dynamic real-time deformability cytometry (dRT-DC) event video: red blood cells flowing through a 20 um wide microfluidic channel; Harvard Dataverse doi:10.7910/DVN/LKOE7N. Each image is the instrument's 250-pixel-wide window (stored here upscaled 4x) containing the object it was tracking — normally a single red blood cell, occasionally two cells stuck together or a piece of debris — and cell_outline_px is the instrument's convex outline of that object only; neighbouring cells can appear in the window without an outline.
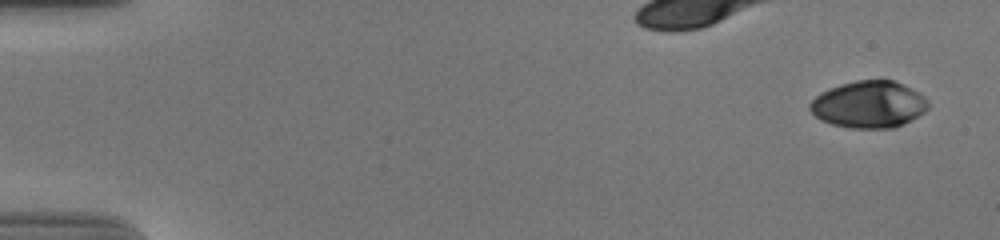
{"species": "human", "species_latin": "Homo sapiens", "temperature_condition": "cold", "stored_images_in_passage": 55, "camera_frame_rate_fps": 3000, "um_per_image_px": 0.085, "donor": {"sex": "male"}, "frame": {"image": 1, "passage_image": 1, "time_ms": 0.0, "image_size_px": [1000, 240], "cell_outline_px": [[928, 108], [924, 112], [912, 120], [904, 124], [892, 128], [852, 128], [832, 124], [820, 120], [808, 108], [808, 104], [820, 92], [840, 84], [856, 80], [892, 80], [904, 84], [920, 92], [928, 100]], "centroid_in_image_um": [73.86, 8.87], "position_along_channel_um": 11.1, "area_um2": 32.54}}
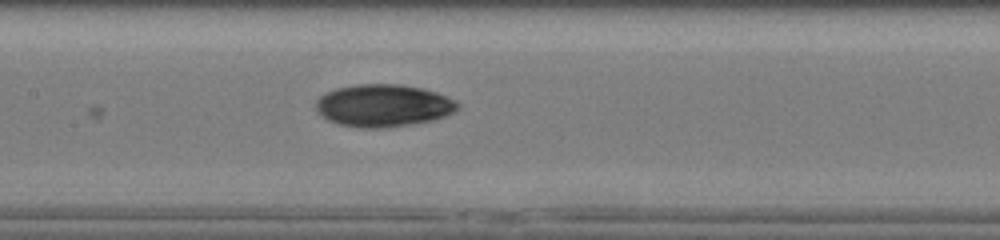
{"frame": {"image": 2, "passage_image": 27, "time_ms": 8.667, "image_size_px": [1000, 240], "cell_outline_px": [[460, 108], [444, 116], [432, 120], [384, 128], [360, 128], [340, 124], [328, 120], [316, 108], [316, 100], [320, 96], [336, 88], [356, 84], [400, 84], [424, 88], [436, 92], [456, 100], [460, 104]], "centroid_in_image_um": [32.61, 8.96], "position_along_channel_um": 174.8, "area_um2": 34.91}}
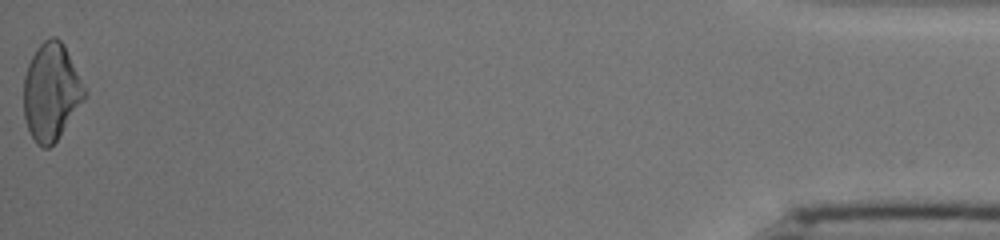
{"frame": {"image": 3, "passage_image": 55, "time_ms": 18.0, "image_size_px": [1000, 240], "cell_outline_px": [[88, 92], [84, 100], [56, 140], [48, 148], [44, 148], [36, 144], [28, 128], [24, 116], [24, 76], [28, 64], [32, 56], [40, 44], [44, 40], [52, 36], [56, 36], [64, 44]], "centroid_in_image_um": [4.36, 7.79], "position_along_channel_um": 430.8, "area_um2": 34.28}, "authors_computed_cell_mechanics": {"area_um2": 33.1194, "velocity_mm_per_s": 3.6997, "shape_relaxation_time_tau1_ms": 7.7686, "shape_relaxation_time_tau2_ms": 5.255, "deformation_change_tau1": 0.1953, "deformation_change_tau2": 0.0711}}